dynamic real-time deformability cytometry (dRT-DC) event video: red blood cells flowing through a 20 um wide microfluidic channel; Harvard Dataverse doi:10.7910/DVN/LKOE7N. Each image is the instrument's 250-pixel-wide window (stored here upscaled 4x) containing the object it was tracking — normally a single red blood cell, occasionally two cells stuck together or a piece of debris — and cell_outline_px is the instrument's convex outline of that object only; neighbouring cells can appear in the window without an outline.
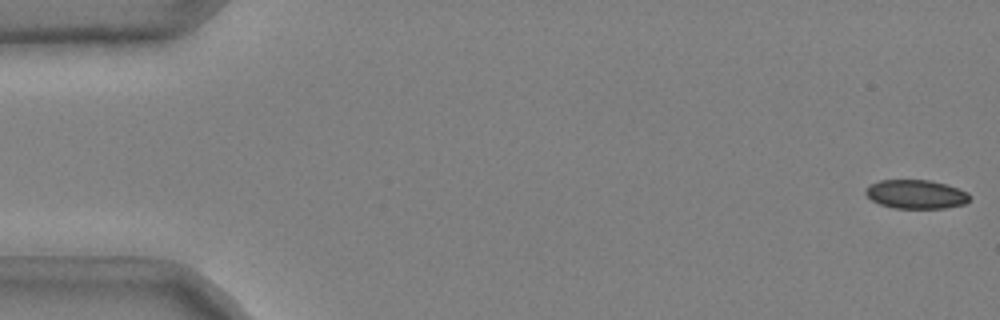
{"species": "common noctule bat (a hibernating species)", "species_latin": "Nyctalus noctula", "temperature_condition": "cold", "stored_images_in_passage": 52, "camera_frame_rate_fps": 3000, "um_per_image_px": 0.085, "animal": {"sex": "male", "body_mass_g": 20.4}, "frame": {"image": 1, "passage_image": 1, "time_ms": 0.0, "image_size_px": [1000, 320], "cell_outline_px": [[972, 196], [964, 204], [944, 208], [896, 208], [880, 204], [872, 200], [864, 192], [868, 184], [880, 180], [928, 180], [944, 184], [968, 192]], "centroid_in_image_um": [77.84, 16.51], "position_along_channel_um": 7.2, "area_um2": 17.4}}
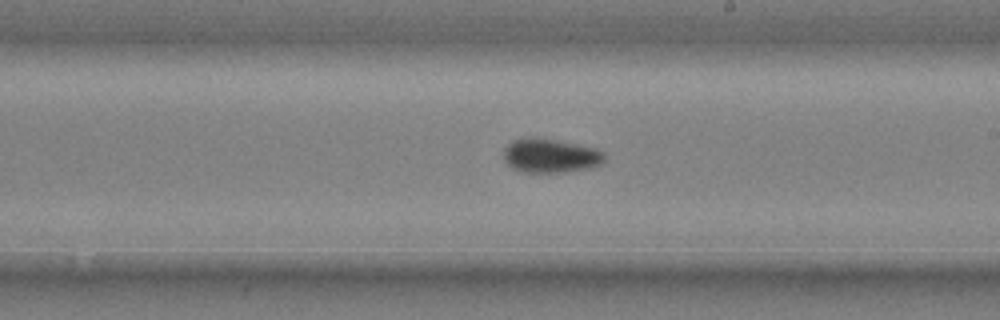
{"frame": {"image": 2, "passage_image": 31, "time_ms": 10.0, "image_size_px": [1000, 320], "cell_outline_px": [[604, 160], [600, 164], [588, 168], [564, 172], [520, 172], [512, 168], [504, 160], [504, 148], [512, 140], [528, 136], [536, 136], [596, 148], [604, 152]], "centroid_in_image_um": [46.74, 13.22], "position_along_channel_um": 242.3, "area_um2": 20.17}}
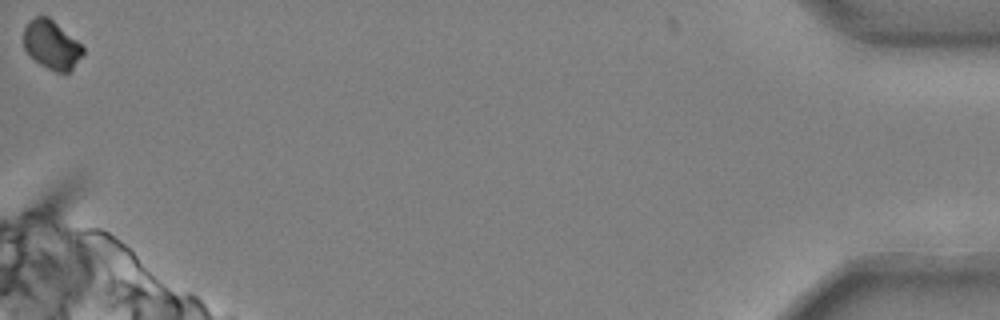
{"frame": {"image": 3, "passage_image": 52, "time_ms": 17.0, "image_size_px": [1000, 320], "cell_outline_px": [[84, 52], [72, 68], [68, 72], [56, 72], [40, 64], [24, 48], [24, 28], [28, 20], [36, 16], [48, 16], [76, 40], [84, 48]], "centroid_in_image_um": [4.36, 3.78], "position_along_channel_um": 430.8, "area_um2": 16.47}, "authors_computed_cell_mechanics": {"area_um2": 18.6694, "velocity_mm_per_s": 3.7168, "shape_relaxation_time_tau1_ms": 7.4912, "shape_relaxation_time_tau2_ms": 4.604, "deformation_change_tau1": 0.1189, "deformation_change_tau2": 0.0574}}